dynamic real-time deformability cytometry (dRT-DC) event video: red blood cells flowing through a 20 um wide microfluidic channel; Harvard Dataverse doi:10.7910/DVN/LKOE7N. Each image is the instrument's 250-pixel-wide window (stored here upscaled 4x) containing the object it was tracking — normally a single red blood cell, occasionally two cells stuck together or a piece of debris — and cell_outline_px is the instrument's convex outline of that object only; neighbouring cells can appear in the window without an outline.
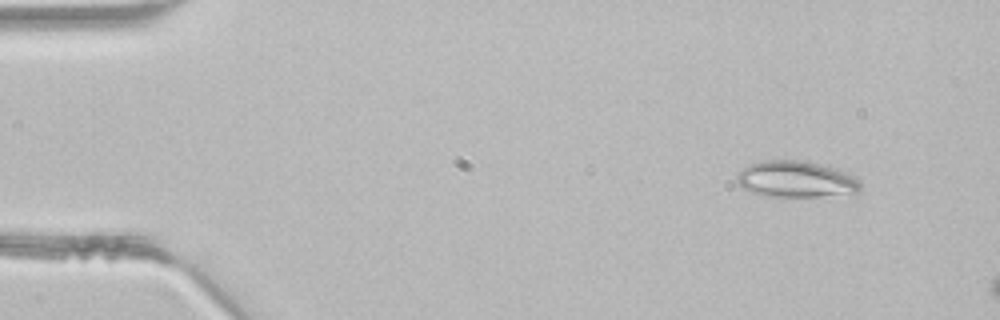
{"species": "common noctule bat (a hibernating species)", "species_latin": "Nyctalus noctula", "temperature_condition": "room temperature", "stored_images_in_passage": 8, "camera_frame_rate_fps": 3000, "um_per_image_px": 0.085, "animal": {"sex": "male", "body_mass_g": 21.5, "forearm_length_mm": 52.0}, "frame": {"image": 1, "passage_image": 2, "time_ms": 0.333, "image_size_px": [1000, 320], "cell_outline_px": [[860, 192], [816, 196], [760, 196], [744, 188], [736, 180], [736, 176], [748, 164], [764, 160], [796, 160], [836, 168], [860, 180]], "centroid_in_image_um": [67.63, 15.24], "position_along_channel_um": 17.4, "area_um2": 25.78}}